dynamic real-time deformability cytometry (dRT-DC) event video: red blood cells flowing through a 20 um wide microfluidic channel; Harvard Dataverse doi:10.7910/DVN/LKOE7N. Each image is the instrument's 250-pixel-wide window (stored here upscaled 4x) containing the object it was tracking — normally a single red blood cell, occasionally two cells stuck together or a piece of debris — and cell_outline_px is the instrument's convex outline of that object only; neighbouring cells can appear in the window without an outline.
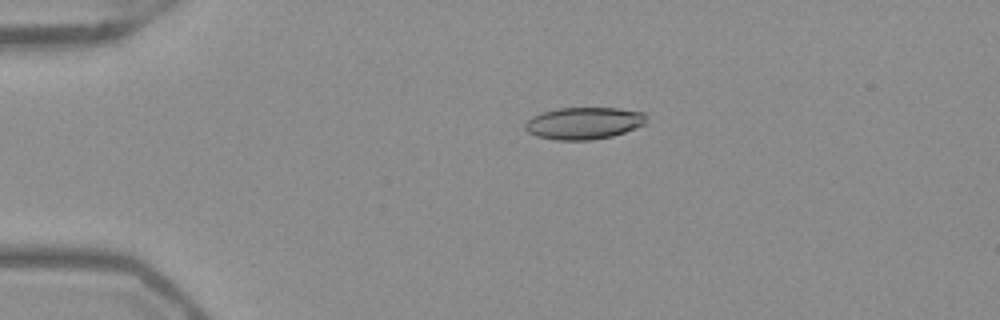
{"species": "Egyptian fruit bat (a non-hibernating species)", "species_latin": "Rousettus aegyptiacus", "temperature_condition": "warm", "stored_images_in_passage": 43, "camera_frame_rate_fps": 3000, "um_per_image_px": 0.085, "frame": {"image": 1, "passage_image": 3, "time_ms": 0.667, "image_size_px": [1000, 320], "cell_outline_px": [[644, 124], [624, 132], [612, 136], [592, 140], [556, 140], [536, 136], [528, 132], [524, 128], [524, 124], [532, 116], [544, 112], [560, 108], [620, 108], [644, 112]], "centroid_in_image_um": [49.59, 10.47], "position_along_channel_um": 35.4, "area_um2": 22.48}}
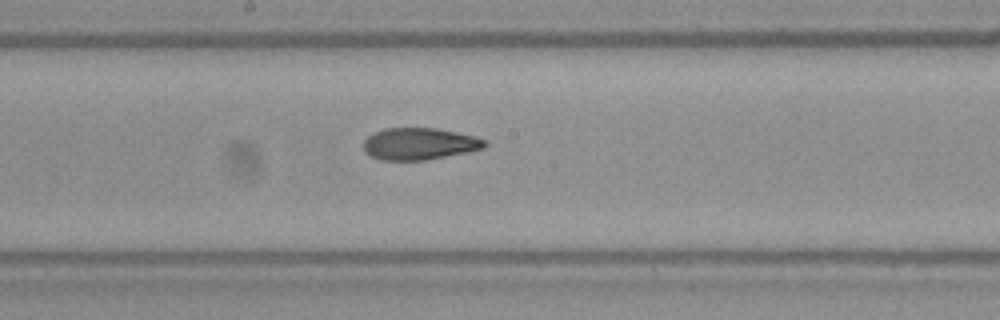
{"frame": {"image": 2, "passage_image": 20, "time_ms": 6.333, "image_size_px": [1000, 320], "cell_outline_px": [[488, 144], [484, 148], [468, 152], [424, 160], [380, 160], [364, 152], [364, 140], [372, 132], [384, 128], [436, 128], [476, 136], [484, 140]], "centroid_in_image_um": [35.63, 12.22], "position_along_channel_um": 212.6, "area_um2": 22.6}}
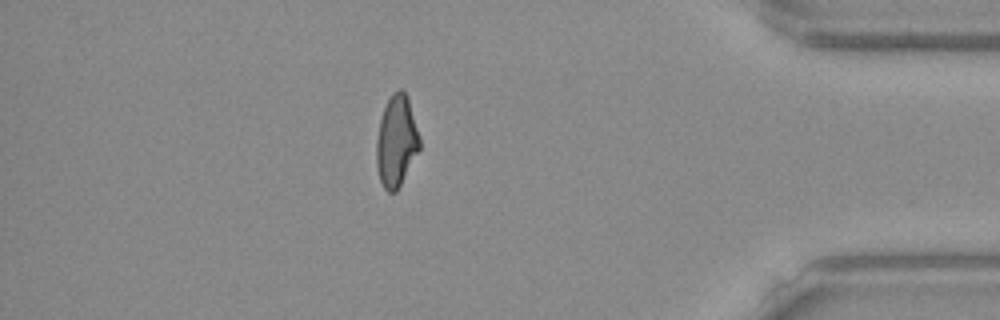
{"frame": {"image": 3, "passage_image": 37, "time_ms": 12.0, "image_size_px": [1000, 320], "cell_outline_px": [[420, 148], [396, 192], [388, 192], [384, 188], [380, 180], [376, 164], [376, 140], [380, 120], [384, 108], [392, 92], [400, 88], [408, 96], [420, 136]], "centroid_in_image_um": [33.69, 11.98], "position_along_channel_um": 401.5, "area_um2": 22.95}, "authors_computed_cell_mechanics": {"area_um2": 23.0044, "velocity_mm_per_s": 3.9604, "shape_relaxation_time_tau1_ms": 8.5577, "shape_relaxation_time_tau2_ms": 2.4625, "deformation_change_tau1": 0.2401, "deformation_change_tau2": 0.0986}}